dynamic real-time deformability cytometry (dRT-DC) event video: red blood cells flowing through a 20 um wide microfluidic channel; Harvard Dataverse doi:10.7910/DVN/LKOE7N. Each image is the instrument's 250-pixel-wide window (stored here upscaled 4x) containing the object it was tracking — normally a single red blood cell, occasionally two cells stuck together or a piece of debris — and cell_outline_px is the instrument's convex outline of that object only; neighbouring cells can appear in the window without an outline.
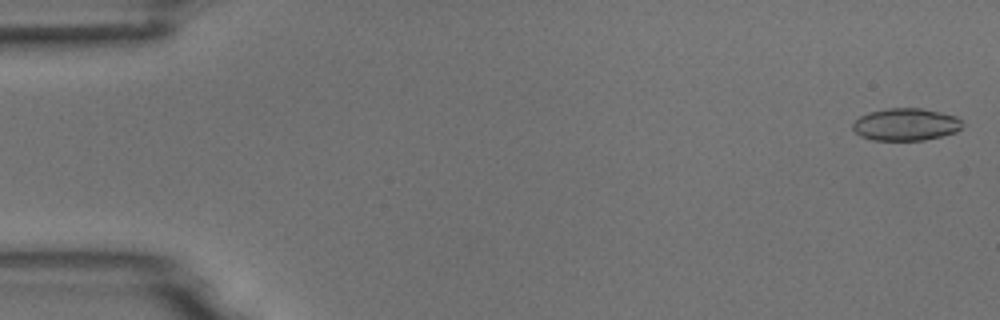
{"species": "common noctule bat (a hibernating species)", "species_latin": "Nyctalus noctula", "temperature_condition": "room temperature", "stored_images_in_passage": 5, "camera_frame_rate_fps": 3000, "um_per_image_px": 0.085, "animal": {"sex": "male", "body_mass_g": 18.8}, "frame": {"image": 1, "passage_image": 1, "time_ms": 0.0, "image_size_px": [1000, 320], "cell_outline_px": [[960, 128], [956, 132], [924, 140], [872, 140], [860, 136], [852, 128], [852, 124], [860, 116], [868, 112], [888, 108], [920, 108], [940, 112], [956, 116], [960, 120]], "centroid_in_image_um": [76.95, 10.57], "position_along_channel_um": 8.1, "area_um2": 20.52}}